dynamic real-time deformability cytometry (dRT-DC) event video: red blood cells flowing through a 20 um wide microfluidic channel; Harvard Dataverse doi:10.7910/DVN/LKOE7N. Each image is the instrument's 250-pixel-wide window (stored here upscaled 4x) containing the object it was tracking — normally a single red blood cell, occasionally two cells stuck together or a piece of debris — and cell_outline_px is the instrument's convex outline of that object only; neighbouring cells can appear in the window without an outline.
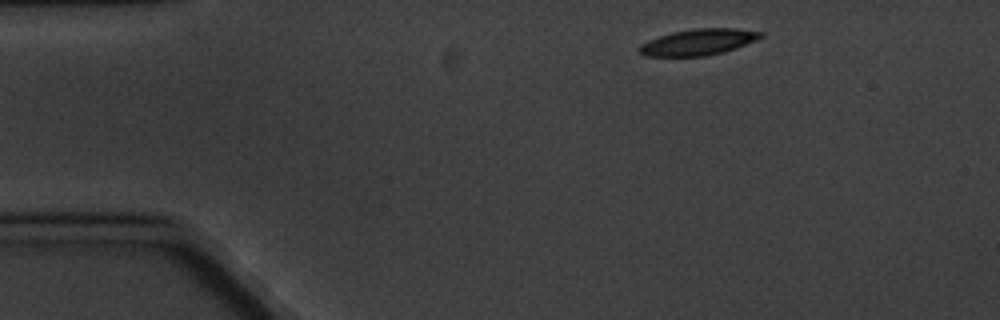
{"species": "common noctule bat (a hibernating species)", "species_latin": "Nyctalus noctula", "temperature_condition": "cold", "stored_images_in_passage": 9, "camera_frame_rate_fps": 3000, "um_per_image_px": 0.085, "animal": {"sex": "male", "body_mass_g": 20.1, "forearm_length_mm": 53.5}, "frame": {"image": 1, "passage_image": 1, "time_ms": 0.0, "image_size_px": [1000, 320], "cell_outline_px": [[764, 36], [756, 40], [736, 48], [724, 52], [704, 56], [644, 56], [640, 52], [640, 44], [648, 40], [672, 32], [692, 28], [736, 28], [764, 32]], "centroid_in_image_um": [59.39, 3.57], "position_along_channel_um": 25.6, "area_um2": 18.55}}
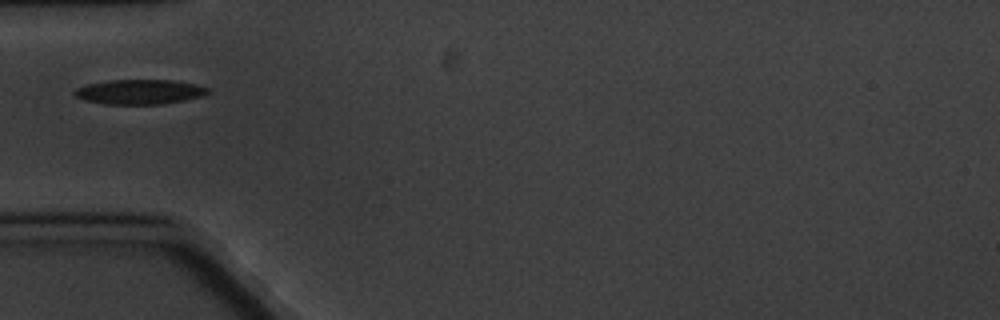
{"frame": {"image": 2, "passage_image": 4, "time_ms": 3.333, "image_size_px": [1000, 320], "cell_outline_px": [[212, 92], [204, 96], [164, 104], [104, 104], [84, 100], [76, 96], [72, 92], [76, 88], [88, 84], [108, 80], [176, 80], [212, 88]], "centroid_in_image_um": [11.92, 7.8], "position_along_channel_um": 73.1, "area_um2": 19.48}}